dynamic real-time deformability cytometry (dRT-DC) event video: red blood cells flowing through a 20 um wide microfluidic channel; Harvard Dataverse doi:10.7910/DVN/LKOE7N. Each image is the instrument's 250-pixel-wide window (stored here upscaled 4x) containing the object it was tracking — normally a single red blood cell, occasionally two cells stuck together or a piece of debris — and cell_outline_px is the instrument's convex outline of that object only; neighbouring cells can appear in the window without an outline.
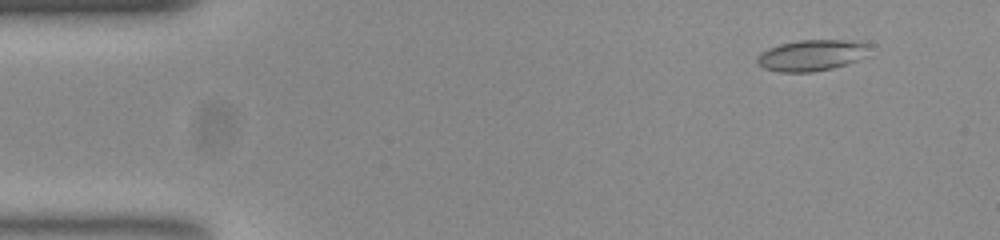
{"species": "common noctule bat (a hibernating species)", "species_latin": "Nyctalus noctula", "temperature_condition": "room temperature", "stored_images_in_passage": 51, "camera_frame_rate_fps": 3000, "um_per_image_px": 0.085, "animal": {"sex": "female", "body_mass_g": 23.0, "forearm_length_mm": 53.4}, "frame": {"image": 1, "passage_image": 3, "time_ms": 0.667, "image_size_px": [1000, 240], "cell_outline_px": [[872, 44], [856, 60], [832, 68], [808, 72], [780, 72], [764, 68], [756, 60], [768, 48], [780, 44], [796, 40], [840, 40]], "centroid_in_image_um": [68.93, 4.69], "position_along_channel_um": 16.1, "area_um2": 19.65}}
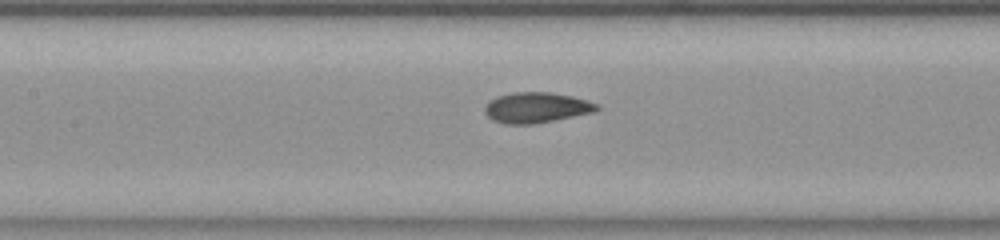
{"frame": {"image": 2, "passage_image": 22, "time_ms": 7.0, "image_size_px": [1000, 240], "cell_outline_px": [[600, 108], [596, 112], [536, 124], [504, 124], [492, 120], [484, 112], [484, 108], [496, 96], [512, 92], [552, 92], [572, 96], [588, 100], [596, 104]], "centroid_in_image_um": [45.61, 9.15], "position_along_channel_um": 161.8, "area_um2": 20.11}}
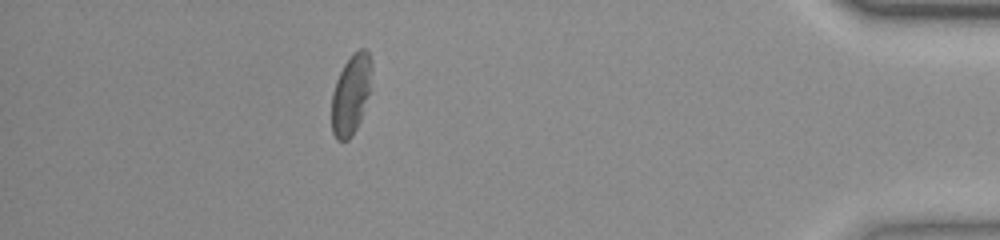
{"frame": {"image": 3, "passage_image": 45, "time_ms": 14.667, "image_size_px": [1000, 240], "cell_outline_px": [[372, 68], [368, 92], [360, 120], [352, 136], [348, 140], [336, 140], [332, 132], [332, 92], [336, 80], [344, 64], [352, 52], [360, 48], [364, 48], [368, 52], [372, 60]], "centroid_in_image_um": [29.82, 7.99], "position_along_channel_um": 405.4, "area_um2": 18.55}, "authors_computed_cell_mechanics": {"area_um2": 19.5364, "velocity_mm_per_s": 3.864, "shape_relaxation_time_tau1_ms": 5.945, "shape_relaxation_time_tau2_ms": 2.2909, "deformation_change_tau1": 0.1538, "deformation_change_tau2": 0.0582}}